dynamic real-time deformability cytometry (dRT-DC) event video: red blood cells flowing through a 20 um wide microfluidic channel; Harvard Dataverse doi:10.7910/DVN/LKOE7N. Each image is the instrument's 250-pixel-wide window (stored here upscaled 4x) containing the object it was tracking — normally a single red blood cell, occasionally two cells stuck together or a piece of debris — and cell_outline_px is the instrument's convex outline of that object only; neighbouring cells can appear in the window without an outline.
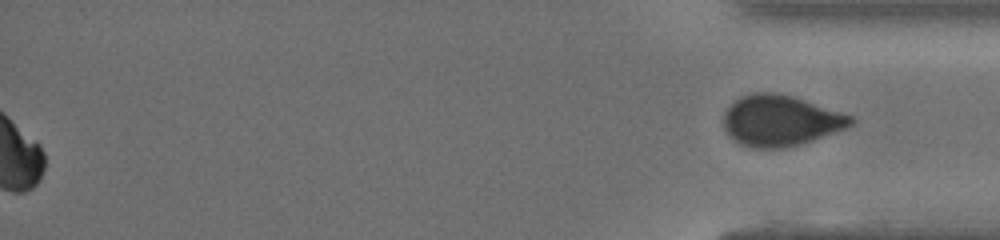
{"species": "human", "species_latin": "Homo sapiens", "temperature_condition": "cold", "stored_images_in_passage": 34, "segment_of_instrument_passage": [2, 2], "camera_frame_rate_fps": 3000, "um_per_image_px": 0.085, "donor": {"sex": "male"}, "frame": {"image": 1, "passage_image": 34, "time_ms": 11.0, "image_size_px": [1000, 240], "cell_outline_px": [[856, 120], [848, 128], [800, 144], [780, 148], [756, 148], [744, 144], [736, 140], [724, 128], [724, 112], [740, 96], [756, 92], [776, 92], [792, 96], [852, 116]], "centroid_in_image_um": [66.36, 10.24], "position_along_channel_um": 368.8, "area_um2": 37.17}}